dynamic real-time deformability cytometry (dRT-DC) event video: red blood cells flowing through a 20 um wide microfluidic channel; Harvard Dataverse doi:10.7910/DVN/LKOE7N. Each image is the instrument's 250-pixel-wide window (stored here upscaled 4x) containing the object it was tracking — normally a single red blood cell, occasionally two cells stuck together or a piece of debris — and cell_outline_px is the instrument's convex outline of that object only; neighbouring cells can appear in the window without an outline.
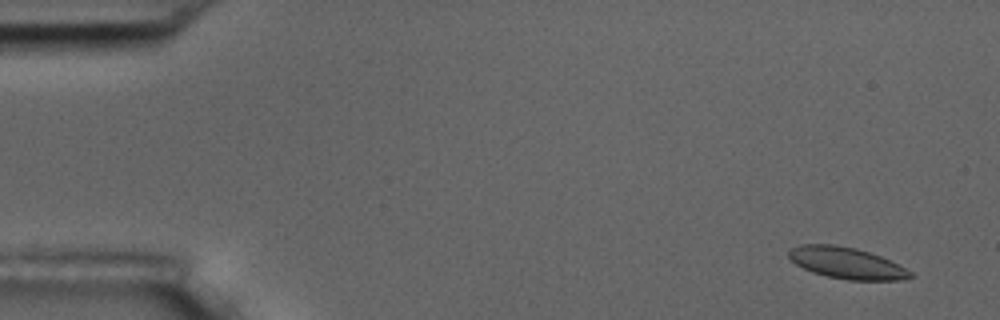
{"species": "common noctule bat (a hibernating species)", "species_latin": "Nyctalus noctula", "temperature_condition": "room temperature", "stored_images_in_passage": 8, "camera_frame_rate_fps": 3000, "um_per_image_px": 0.085, "animal": {"sex": "male", "body_mass_g": 17.5, "forearm_length_mm": 52.3}, "frame": {"image": 1, "passage_image": 2, "time_ms": 1.0, "image_size_px": [1000, 320], "cell_outline_px": [[916, 276], [904, 280], [848, 280], [828, 276], [812, 272], [796, 264], [788, 256], [788, 252], [792, 248], [800, 244], [836, 244], [856, 248], [880, 256], [912, 272]], "centroid_in_image_um": [71.96, 22.35], "position_along_channel_um": 13.0, "area_um2": 22.14}}